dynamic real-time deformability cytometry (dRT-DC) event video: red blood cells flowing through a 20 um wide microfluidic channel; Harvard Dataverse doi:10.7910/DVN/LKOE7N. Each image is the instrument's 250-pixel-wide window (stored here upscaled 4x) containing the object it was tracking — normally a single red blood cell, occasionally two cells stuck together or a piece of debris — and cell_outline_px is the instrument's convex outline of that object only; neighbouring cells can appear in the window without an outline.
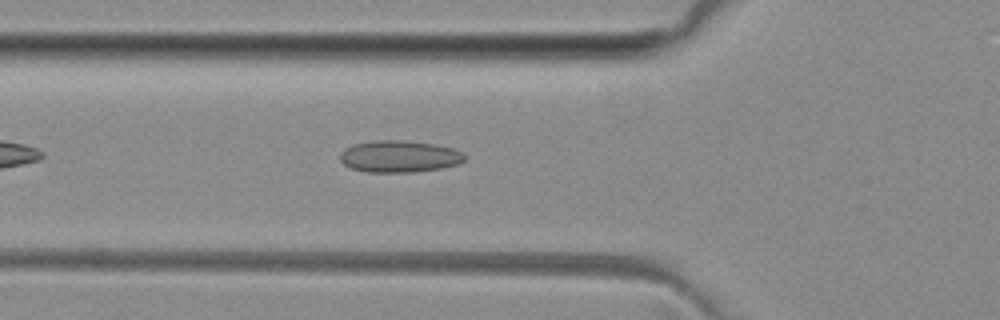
{"species": "common noctule bat (a hibernating species)", "species_latin": "Nyctalus noctula", "temperature_condition": "room temperature", "stored_images_in_passage": 33, "camera_frame_rate_fps": 3000, "um_per_image_px": 0.085, "animal": {"sex": "female", "body_mass_g": 29.2, "forearm_length_mm": 56.3}, "frame": {"image": 1, "passage_image": 6, "time_ms": 1.667, "image_size_px": [1000, 320], "cell_outline_px": [[464, 160], [456, 164], [440, 168], [412, 172], [368, 172], [352, 168], [344, 164], [340, 160], [340, 152], [344, 148], [352, 144], [372, 140], [404, 140], [436, 144], [452, 148], [460, 152], [464, 156]], "centroid_in_image_um": [33.88, 13.28], "position_along_channel_um": 91.9, "area_um2": 23.06}}
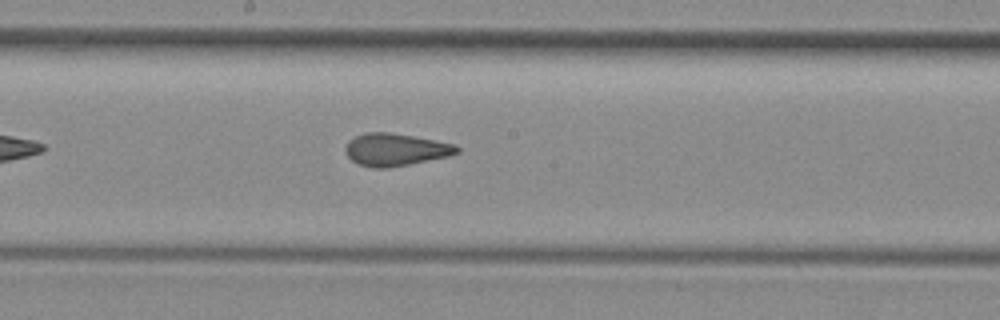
{"frame": {"image": 2, "passage_image": 15, "time_ms": 4.667, "image_size_px": [1000, 320], "cell_outline_px": [[460, 152], [448, 156], [388, 168], [376, 168], [360, 164], [352, 160], [344, 152], [344, 148], [348, 140], [364, 132], [388, 132], [436, 140], [456, 144], [460, 148]], "centroid_in_image_um": [33.61, 12.7], "position_along_channel_um": 214.6, "area_um2": 21.04}}
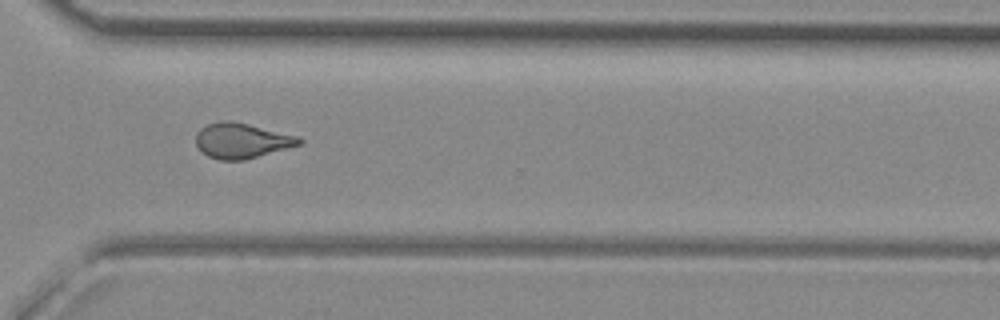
{"frame": {"image": 3, "passage_image": 25, "time_ms": 8.0, "image_size_px": [1000, 320], "cell_outline_px": [[304, 140], [300, 144], [288, 148], [244, 160], [220, 160], [208, 156], [200, 152], [196, 144], [196, 132], [200, 128], [208, 124], [220, 120], [232, 120], [300, 136]], "centroid_in_image_um": [20.53, 11.94], "position_along_channel_um": 350.1, "area_um2": 21.44}, "authors_computed_cell_mechanics": {"area_um2": 21.0392, "velocity_mm_per_s": 4.0684, "shape_relaxation_time_tau1_ms": null, "shape_relaxation_time_tau2_ms": 1.4301, "deformation_change_tau1": null, "deformation_change_tau2": 0.0904}}